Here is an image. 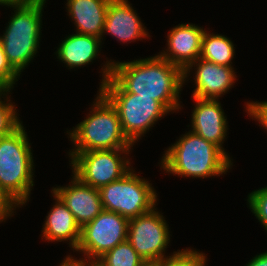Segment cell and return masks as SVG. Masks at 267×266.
<instances>
[{"label":"cell","mask_w":267,"mask_h":266,"mask_svg":"<svg viewBox=\"0 0 267 266\" xmlns=\"http://www.w3.org/2000/svg\"><path fill=\"white\" fill-rule=\"evenodd\" d=\"M105 31L120 42H131L149 36L128 0H110L103 33Z\"/></svg>","instance_id":"15"},{"label":"cell","mask_w":267,"mask_h":266,"mask_svg":"<svg viewBox=\"0 0 267 266\" xmlns=\"http://www.w3.org/2000/svg\"><path fill=\"white\" fill-rule=\"evenodd\" d=\"M168 257L159 266H205L206 263L205 254L192 249L179 250Z\"/></svg>","instance_id":"21"},{"label":"cell","mask_w":267,"mask_h":266,"mask_svg":"<svg viewBox=\"0 0 267 266\" xmlns=\"http://www.w3.org/2000/svg\"><path fill=\"white\" fill-rule=\"evenodd\" d=\"M193 98L196 106L192 112V132L218 146L226 154L222 143L228 123L220 102L218 99Z\"/></svg>","instance_id":"14"},{"label":"cell","mask_w":267,"mask_h":266,"mask_svg":"<svg viewBox=\"0 0 267 266\" xmlns=\"http://www.w3.org/2000/svg\"><path fill=\"white\" fill-rule=\"evenodd\" d=\"M98 266H143L146 261L125 240L106 252L96 262Z\"/></svg>","instance_id":"20"},{"label":"cell","mask_w":267,"mask_h":266,"mask_svg":"<svg viewBox=\"0 0 267 266\" xmlns=\"http://www.w3.org/2000/svg\"><path fill=\"white\" fill-rule=\"evenodd\" d=\"M99 192L103 210L118 213L128 220L152 211L158 200L151 184L132 169L121 179L101 187Z\"/></svg>","instance_id":"7"},{"label":"cell","mask_w":267,"mask_h":266,"mask_svg":"<svg viewBox=\"0 0 267 266\" xmlns=\"http://www.w3.org/2000/svg\"><path fill=\"white\" fill-rule=\"evenodd\" d=\"M24 126L0 138V191L15 206L24 205L33 181V157Z\"/></svg>","instance_id":"3"},{"label":"cell","mask_w":267,"mask_h":266,"mask_svg":"<svg viewBox=\"0 0 267 266\" xmlns=\"http://www.w3.org/2000/svg\"><path fill=\"white\" fill-rule=\"evenodd\" d=\"M56 204L50 210L43 226V237L48 241H70L73 250H76L80 237L81 227L77 224L72 212L62 202V200L53 193Z\"/></svg>","instance_id":"17"},{"label":"cell","mask_w":267,"mask_h":266,"mask_svg":"<svg viewBox=\"0 0 267 266\" xmlns=\"http://www.w3.org/2000/svg\"><path fill=\"white\" fill-rule=\"evenodd\" d=\"M105 65L101 85L112 77L126 92L153 97L169 112L180 109L179 93L184 84L180 67L159 55L131 62L109 61Z\"/></svg>","instance_id":"1"},{"label":"cell","mask_w":267,"mask_h":266,"mask_svg":"<svg viewBox=\"0 0 267 266\" xmlns=\"http://www.w3.org/2000/svg\"><path fill=\"white\" fill-rule=\"evenodd\" d=\"M31 0H0V5H7L10 7L25 4Z\"/></svg>","instance_id":"28"},{"label":"cell","mask_w":267,"mask_h":266,"mask_svg":"<svg viewBox=\"0 0 267 266\" xmlns=\"http://www.w3.org/2000/svg\"><path fill=\"white\" fill-rule=\"evenodd\" d=\"M88 117L69 132L75 149L70 152L131 148L132 143L124 135L115 107L99 91Z\"/></svg>","instance_id":"5"},{"label":"cell","mask_w":267,"mask_h":266,"mask_svg":"<svg viewBox=\"0 0 267 266\" xmlns=\"http://www.w3.org/2000/svg\"><path fill=\"white\" fill-rule=\"evenodd\" d=\"M20 75L12 68L7 60V57L3 51V47L0 43V91L10 92L13 88V84L17 81Z\"/></svg>","instance_id":"24"},{"label":"cell","mask_w":267,"mask_h":266,"mask_svg":"<svg viewBox=\"0 0 267 266\" xmlns=\"http://www.w3.org/2000/svg\"><path fill=\"white\" fill-rule=\"evenodd\" d=\"M46 0H31L13 6L14 15L0 43L12 68L20 75L37 53L41 33L42 9Z\"/></svg>","instance_id":"4"},{"label":"cell","mask_w":267,"mask_h":266,"mask_svg":"<svg viewBox=\"0 0 267 266\" xmlns=\"http://www.w3.org/2000/svg\"><path fill=\"white\" fill-rule=\"evenodd\" d=\"M246 266H267V252L256 255Z\"/></svg>","instance_id":"27"},{"label":"cell","mask_w":267,"mask_h":266,"mask_svg":"<svg viewBox=\"0 0 267 266\" xmlns=\"http://www.w3.org/2000/svg\"><path fill=\"white\" fill-rule=\"evenodd\" d=\"M205 30L195 24H181L171 29L167 52L159 55L183 71L201 55L202 38Z\"/></svg>","instance_id":"13"},{"label":"cell","mask_w":267,"mask_h":266,"mask_svg":"<svg viewBox=\"0 0 267 266\" xmlns=\"http://www.w3.org/2000/svg\"><path fill=\"white\" fill-rule=\"evenodd\" d=\"M60 266H79V263L74 262L66 257V259L60 264Z\"/></svg>","instance_id":"29"},{"label":"cell","mask_w":267,"mask_h":266,"mask_svg":"<svg viewBox=\"0 0 267 266\" xmlns=\"http://www.w3.org/2000/svg\"><path fill=\"white\" fill-rule=\"evenodd\" d=\"M155 210L156 208L128 222L127 240L150 263H160L166 259L163 252L170 240L167 223L163 215Z\"/></svg>","instance_id":"10"},{"label":"cell","mask_w":267,"mask_h":266,"mask_svg":"<svg viewBox=\"0 0 267 266\" xmlns=\"http://www.w3.org/2000/svg\"><path fill=\"white\" fill-rule=\"evenodd\" d=\"M68 13L76 25V33L103 36L110 0H67Z\"/></svg>","instance_id":"16"},{"label":"cell","mask_w":267,"mask_h":266,"mask_svg":"<svg viewBox=\"0 0 267 266\" xmlns=\"http://www.w3.org/2000/svg\"><path fill=\"white\" fill-rule=\"evenodd\" d=\"M143 266H159V263L146 262Z\"/></svg>","instance_id":"31"},{"label":"cell","mask_w":267,"mask_h":266,"mask_svg":"<svg viewBox=\"0 0 267 266\" xmlns=\"http://www.w3.org/2000/svg\"><path fill=\"white\" fill-rule=\"evenodd\" d=\"M14 207L15 206L0 191V222H3L7 217L12 215Z\"/></svg>","instance_id":"26"},{"label":"cell","mask_w":267,"mask_h":266,"mask_svg":"<svg viewBox=\"0 0 267 266\" xmlns=\"http://www.w3.org/2000/svg\"><path fill=\"white\" fill-rule=\"evenodd\" d=\"M234 45L224 35L204 32L200 58L218 65L231 66L234 58Z\"/></svg>","instance_id":"19"},{"label":"cell","mask_w":267,"mask_h":266,"mask_svg":"<svg viewBox=\"0 0 267 266\" xmlns=\"http://www.w3.org/2000/svg\"><path fill=\"white\" fill-rule=\"evenodd\" d=\"M6 93L0 91V138L9 135L22 124L17 117L14 105L1 100L2 94L4 96L7 95Z\"/></svg>","instance_id":"22"},{"label":"cell","mask_w":267,"mask_h":266,"mask_svg":"<svg viewBox=\"0 0 267 266\" xmlns=\"http://www.w3.org/2000/svg\"><path fill=\"white\" fill-rule=\"evenodd\" d=\"M99 91L115 107L122 131L132 144L169 112L153 97H138V94L126 92L112 77Z\"/></svg>","instance_id":"6"},{"label":"cell","mask_w":267,"mask_h":266,"mask_svg":"<svg viewBox=\"0 0 267 266\" xmlns=\"http://www.w3.org/2000/svg\"><path fill=\"white\" fill-rule=\"evenodd\" d=\"M79 266H98L95 262H79Z\"/></svg>","instance_id":"30"},{"label":"cell","mask_w":267,"mask_h":266,"mask_svg":"<svg viewBox=\"0 0 267 266\" xmlns=\"http://www.w3.org/2000/svg\"><path fill=\"white\" fill-rule=\"evenodd\" d=\"M162 158L164 171L203 179L225 174L232 165L228 153L192 131L180 137Z\"/></svg>","instance_id":"2"},{"label":"cell","mask_w":267,"mask_h":266,"mask_svg":"<svg viewBox=\"0 0 267 266\" xmlns=\"http://www.w3.org/2000/svg\"><path fill=\"white\" fill-rule=\"evenodd\" d=\"M70 184L68 187L54 188L52 193L68 207L82 228L103 210L100 192L99 189L83 184L76 176H73Z\"/></svg>","instance_id":"12"},{"label":"cell","mask_w":267,"mask_h":266,"mask_svg":"<svg viewBox=\"0 0 267 266\" xmlns=\"http://www.w3.org/2000/svg\"><path fill=\"white\" fill-rule=\"evenodd\" d=\"M129 220L118 213L102 210L91 222L81 228V237L76 251H82L86 259L74 262H96L106 252L127 240ZM89 259V260H88ZM91 259V260H90Z\"/></svg>","instance_id":"9"},{"label":"cell","mask_w":267,"mask_h":266,"mask_svg":"<svg viewBox=\"0 0 267 266\" xmlns=\"http://www.w3.org/2000/svg\"><path fill=\"white\" fill-rule=\"evenodd\" d=\"M100 43L101 38L76 33L62 41L56 54L59 60L72 69L89 64L96 59L100 53Z\"/></svg>","instance_id":"18"},{"label":"cell","mask_w":267,"mask_h":266,"mask_svg":"<svg viewBox=\"0 0 267 266\" xmlns=\"http://www.w3.org/2000/svg\"><path fill=\"white\" fill-rule=\"evenodd\" d=\"M131 148L92 150L88 152H69L72 172L83 184L96 189L121 179L130 171L129 160L121 154Z\"/></svg>","instance_id":"8"},{"label":"cell","mask_w":267,"mask_h":266,"mask_svg":"<svg viewBox=\"0 0 267 266\" xmlns=\"http://www.w3.org/2000/svg\"><path fill=\"white\" fill-rule=\"evenodd\" d=\"M193 65H196L197 68L194 79L196 88L194 89L192 97L218 99L232 87L233 83H235L236 72L233 70L234 68L218 65L200 57L184 70V82Z\"/></svg>","instance_id":"11"},{"label":"cell","mask_w":267,"mask_h":266,"mask_svg":"<svg viewBox=\"0 0 267 266\" xmlns=\"http://www.w3.org/2000/svg\"><path fill=\"white\" fill-rule=\"evenodd\" d=\"M247 113L252 116L253 119L259 121L265 129H267V101L265 102H247Z\"/></svg>","instance_id":"25"},{"label":"cell","mask_w":267,"mask_h":266,"mask_svg":"<svg viewBox=\"0 0 267 266\" xmlns=\"http://www.w3.org/2000/svg\"><path fill=\"white\" fill-rule=\"evenodd\" d=\"M247 201L251 212L267 230V186L251 192Z\"/></svg>","instance_id":"23"}]
</instances>
